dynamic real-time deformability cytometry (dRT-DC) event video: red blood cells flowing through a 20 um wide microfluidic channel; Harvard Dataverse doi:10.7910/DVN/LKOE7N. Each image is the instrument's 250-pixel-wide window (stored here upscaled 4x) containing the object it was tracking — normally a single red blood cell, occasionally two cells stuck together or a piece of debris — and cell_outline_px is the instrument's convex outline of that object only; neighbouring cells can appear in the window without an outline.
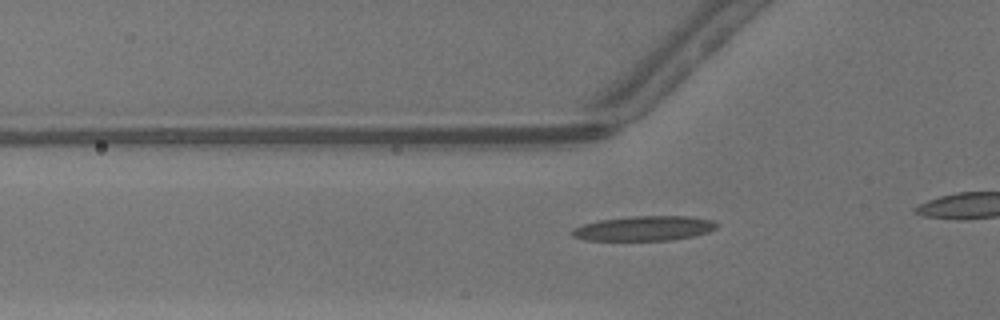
{"species": "common noctule bat (a hibernating species)", "species_latin": "Nyctalus noctula", "temperature_condition": "warm", "stored_images_in_passage": 29, "camera_frame_rate_fps": 3000, "um_per_image_px": 0.085, "animal": {"sex": "male", "body_mass_g": 13.3}, "frame": {"image": 1, "passage_image": 6, "time_ms": 1.667, "image_size_px": [1000, 320], "cell_outline_px": [[720, 224], [716, 228], [708, 232], [696, 236], [672, 240], [588, 240], [572, 236], [572, 228], [584, 224], [600, 220], [632, 216], [692, 216], [712, 220]], "centroid_in_image_um": [54.81, 19.41], "position_along_channel_um": 71.0, "area_um2": 20.92}}
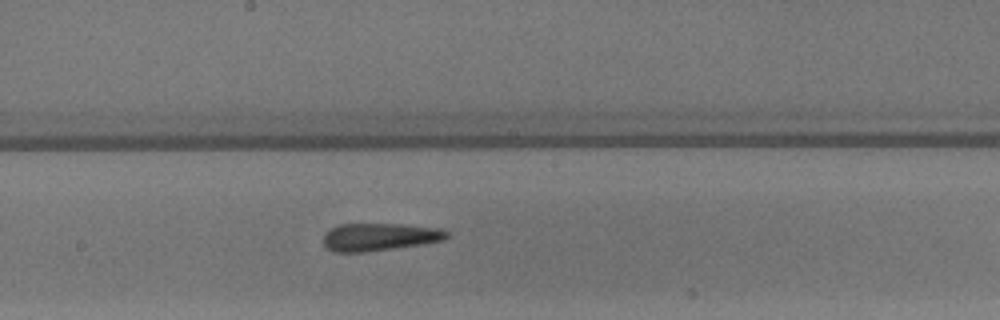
{"frame": {"image": 2, "passage_image": 16, "time_ms": 5.0, "image_size_px": [1000, 320], "cell_outline_px": [[452, 236], [444, 240], [420, 244], [368, 252], [332, 252], [324, 248], [324, 232], [340, 224], [400, 224], [440, 228], [448, 232]], "centroid_in_image_um": [32.24, 20.14], "position_along_channel_um": 216.0, "area_um2": 20.06}}
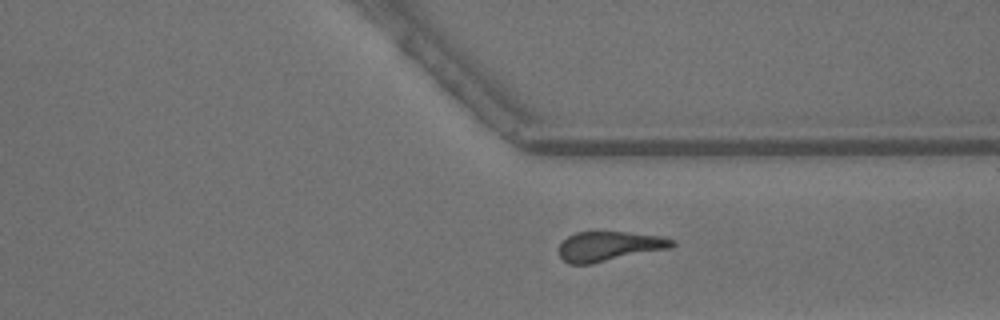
{"frame": {"image": 3, "passage_image": 26, "time_ms": 8.333, "image_size_px": [1000, 320], "cell_outline_px": [[676, 244], [672, 248], [592, 264], [568, 264], [560, 256], [560, 244], [568, 236], [576, 232], [628, 232], [660, 236], [672, 240]], "centroid_in_image_um": [51.8, 20.94], "position_along_channel_um": 359.6, "area_um2": 19.59}}